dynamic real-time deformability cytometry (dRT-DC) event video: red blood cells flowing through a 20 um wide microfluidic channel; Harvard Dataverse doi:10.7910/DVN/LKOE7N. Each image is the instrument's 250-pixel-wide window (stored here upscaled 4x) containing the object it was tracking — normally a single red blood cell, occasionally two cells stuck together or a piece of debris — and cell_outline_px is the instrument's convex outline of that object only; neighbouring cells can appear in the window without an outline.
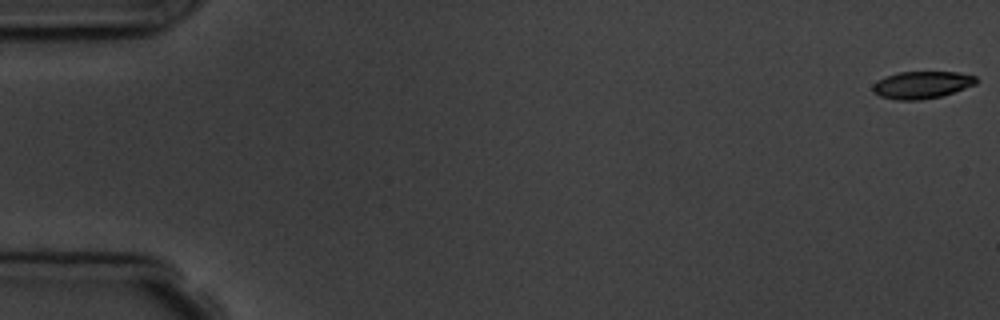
{"species": "common noctule bat (a hibernating species)", "species_latin": "Nyctalus noctula", "temperature_condition": "room temperature", "stored_images_in_passage": 6, "segment_of_instrument_passage": [1, 2], "camera_frame_rate_fps": 3000, "um_per_image_px": 0.085, "animal": {"sex": "male", "body_mass_g": 19.5, "forearm_length_mm": 54.6}, "frame": {"image": 1, "passage_image": 1, "time_ms": 0.0, "image_size_px": [1000, 320], "cell_outline_px": [[980, 80], [976, 84], [940, 96], [920, 100], [896, 100], [880, 96], [872, 92], [872, 84], [876, 80], [896, 72], [956, 72], [976, 76]], "centroid_in_image_um": [78.32, 7.21], "position_along_channel_um": 6.7, "area_um2": 16.53}}
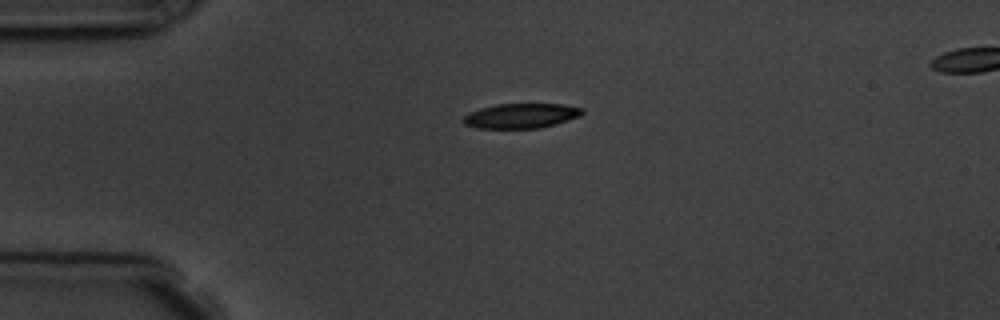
{"frame": {"image": 2, "passage_image": 4, "time_ms": 4.333, "image_size_px": [1000, 320], "cell_outline_px": [[584, 112], [580, 116], [556, 124], [540, 128], [480, 128], [464, 124], [460, 120], [468, 112], [480, 108], [496, 104], [564, 104], [584, 108]], "centroid_in_image_um": [44.29, 9.84], "position_along_channel_um": 40.7, "area_um2": 17.34}}